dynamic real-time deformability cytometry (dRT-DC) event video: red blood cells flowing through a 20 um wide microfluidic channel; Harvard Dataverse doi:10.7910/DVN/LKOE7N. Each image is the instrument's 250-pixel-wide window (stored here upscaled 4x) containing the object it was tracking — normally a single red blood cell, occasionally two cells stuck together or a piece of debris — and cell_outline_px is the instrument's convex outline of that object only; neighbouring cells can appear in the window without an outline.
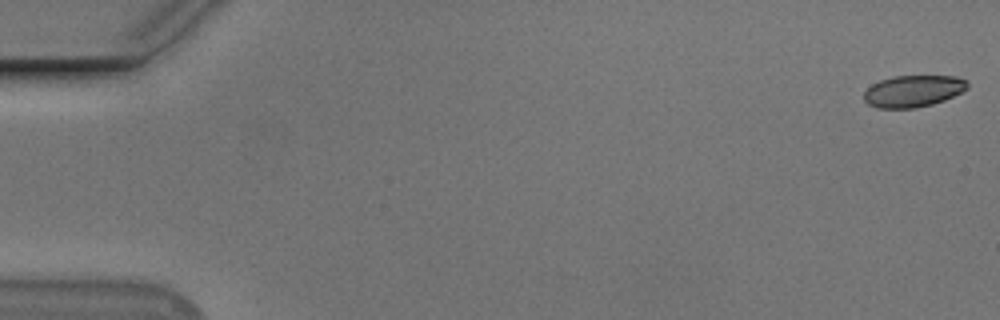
{"species": "Egyptian fruit bat (a non-hibernating species)", "species_latin": "Rousettus aegyptiacus", "temperature_condition": "cold", "stored_images_in_passage": 17, "camera_frame_rate_fps": 3000, "um_per_image_px": 0.085, "animal": {"sex": "male"}, "frame": {"image": 1, "passage_image": 1, "time_ms": 0.0, "image_size_px": [1000, 320], "cell_outline_px": [[968, 88], [944, 100], [932, 104], [916, 108], [876, 108], [868, 104], [864, 100], [864, 92], [872, 84], [880, 80], [892, 76], [956, 76], [968, 80]], "centroid_in_image_um": [77.61, 7.74], "position_along_channel_um": 7.4, "area_um2": 19.19}}
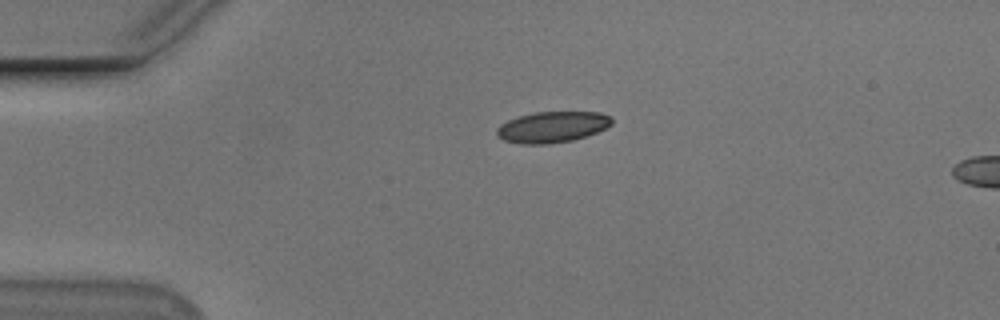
{"frame": {"image": 2, "passage_image": 13, "time_ms": 4.0, "image_size_px": [1000, 320], "cell_outline_px": [[612, 124], [596, 132], [572, 140], [548, 144], [520, 144], [504, 140], [496, 136], [496, 128], [500, 124], [508, 120], [532, 112], [600, 112], [612, 116]], "centroid_in_image_um": [46.91, 10.79], "position_along_channel_um": 38.1, "area_um2": 20.81}}